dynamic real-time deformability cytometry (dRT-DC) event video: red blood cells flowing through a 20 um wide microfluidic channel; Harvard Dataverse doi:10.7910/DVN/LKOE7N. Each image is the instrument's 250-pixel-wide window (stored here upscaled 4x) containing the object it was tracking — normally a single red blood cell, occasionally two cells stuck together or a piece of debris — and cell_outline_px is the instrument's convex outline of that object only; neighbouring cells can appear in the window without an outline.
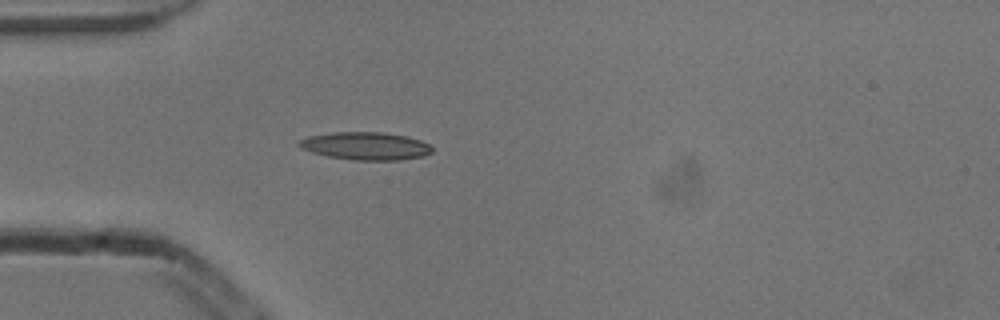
{"species": "common noctule bat (a hibernating species)", "species_latin": "Nyctalus noctula", "temperature_condition": "cold", "stored_images_in_passage": 4, "camera_frame_rate_fps": 3000, "um_per_image_px": 0.085, "animal": {"sex": "male", "body_mass_g": 13.3}, "frame": {"image": 1, "passage_image": 4, "time_ms": 1.0, "image_size_px": [1000, 320], "cell_outline_px": [[432, 152], [424, 156], [400, 160], [352, 160], [328, 156], [312, 152], [300, 148], [296, 144], [300, 140], [308, 136], [332, 132], [384, 132], [408, 136], [420, 140], [428, 144], [432, 148]], "centroid_in_image_um": [31.07, 12.4], "position_along_channel_um": 53.9, "area_um2": 21.68}}